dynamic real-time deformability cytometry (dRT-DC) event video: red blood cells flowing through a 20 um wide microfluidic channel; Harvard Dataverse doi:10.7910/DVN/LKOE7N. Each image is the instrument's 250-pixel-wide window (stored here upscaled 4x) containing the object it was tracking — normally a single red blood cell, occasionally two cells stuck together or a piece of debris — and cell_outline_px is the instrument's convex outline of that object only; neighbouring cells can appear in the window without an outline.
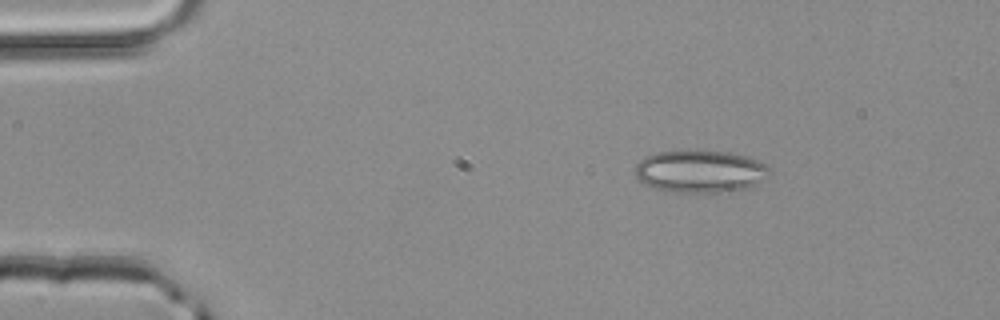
{"species": "common noctule bat (a hibernating species)", "species_latin": "Nyctalus noctula", "temperature_condition": "room temperature", "stored_images_in_passage": 3, "camera_frame_rate_fps": 3000, "um_per_image_px": 0.085, "animal": {"sex": "male", "body_mass_g": 20.4}, "frame": {"image": 1, "passage_image": 1, "time_ms": 0.0, "image_size_px": [1000, 320], "cell_outline_px": [[772, 168], [756, 184], [744, 188], [720, 192], [676, 192], [656, 188], [644, 184], [636, 176], [636, 164], [644, 156], [656, 152], [688, 148], [696, 148], [728, 152], [748, 156], [768, 164]], "centroid_in_image_um": [59.49, 14.51], "position_along_channel_um": 25.5, "area_um2": 33.76}}